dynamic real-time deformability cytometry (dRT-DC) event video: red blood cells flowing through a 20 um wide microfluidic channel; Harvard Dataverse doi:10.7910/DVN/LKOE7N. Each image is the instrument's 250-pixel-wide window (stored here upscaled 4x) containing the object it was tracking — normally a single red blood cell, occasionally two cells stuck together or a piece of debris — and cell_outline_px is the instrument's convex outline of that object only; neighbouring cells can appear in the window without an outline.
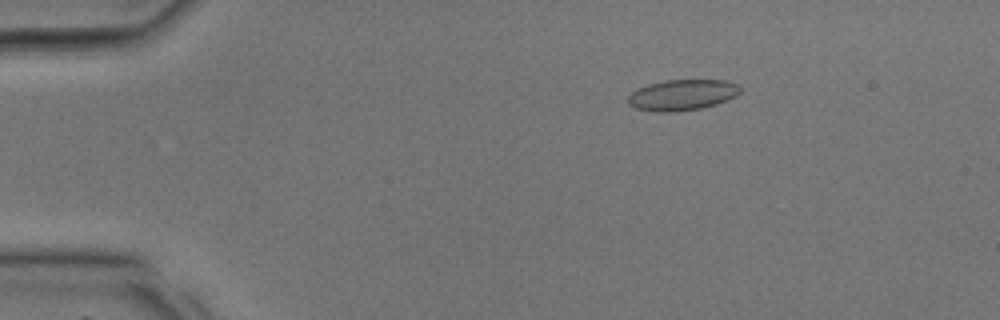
{"species": "common noctule bat (a hibernating species)", "species_latin": "Nyctalus noctula", "temperature_condition": "room temperature", "stored_images_in_passage": 8, "camera_frame_rate_fps": 3000, "um_per_image_px": 0.085, "animal": {"sex": "male", "body_mass_g": 17.9, "forearm_length_mm": 54.2}, "frame": {"image": 1, "passage_image": 2, "time_ms": 0.333, "image_size_px": [1000, 320], "cell_outline_px": [[740, 92], [736, 96], [728, 100], [716, 104], [700, 108], [668, 112], [652, 112], [636, 108], [628, 104], [628, 96], [636, 88], [648, 84], [664, 80], [728, 80], [736, 84], [740, 88]], "centroid_in_image_um": [57.97, 8.06], "position_along_channel_um": 27.0, "area_um2": 20.23}}